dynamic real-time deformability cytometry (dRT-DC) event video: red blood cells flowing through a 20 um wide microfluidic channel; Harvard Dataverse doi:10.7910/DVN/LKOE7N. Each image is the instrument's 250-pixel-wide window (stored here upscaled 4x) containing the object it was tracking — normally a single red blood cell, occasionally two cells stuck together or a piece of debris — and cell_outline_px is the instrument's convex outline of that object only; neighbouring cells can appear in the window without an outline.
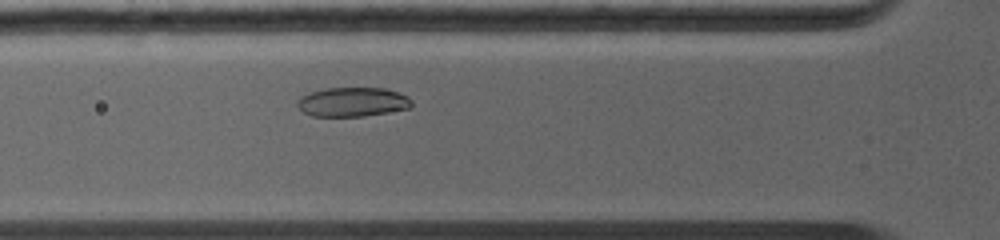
{"species": "common noctule bat (a hibernating species)", "species_latin": "Nyctalus noctula", "temperature_condition": "warm", "stored_images_in_passage": 51, "camera_frame_rate_fps": 5000, "um_per_image_px": 0.085, "animal": {"sex": "female", "body_mass_g": 19.0, "forearm_length_mm": 56.7}, "frame": {"image": 1, "passage_image": 10, "time_ms": 2.8, "image_size_px": [1000, 240], "cell_outline_px": [[412, 108], [364, 116], [312, 116], [304, 112], [296, 104], [296, 100], [300, 96], [324, 88], [384, 88], [408, 96], [412, 100]], "centroid_in_image_um": [29.97, 8.67], "position_along_channel_um": 95.8, "area_um2": 19.54}}
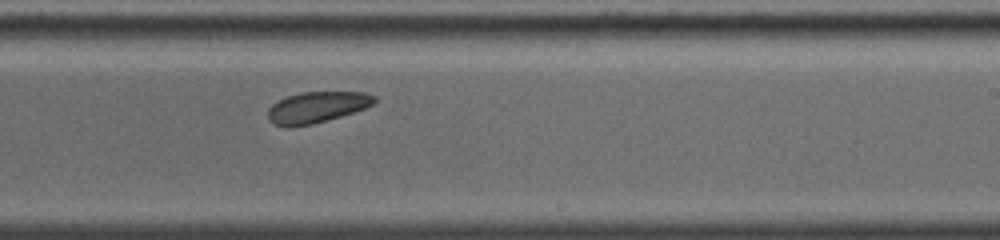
{"frame": {"image": 2, "passage_image": 30, "time_ms": 6.6, "image_size_px": [1000, 240], "cell_outline_px": [[376, 100], [372, 104], [364, 108], [340, 116], [312, 124], [272, 124], [268, 120], [268, 108], [272, 104], [288, 96], [300, 92], [364, 92], [376, 96]], "centroid_in_image_um": [26.95, 9.08], "position_along_channel_um": 262.1, "area_um2": 18.67}}
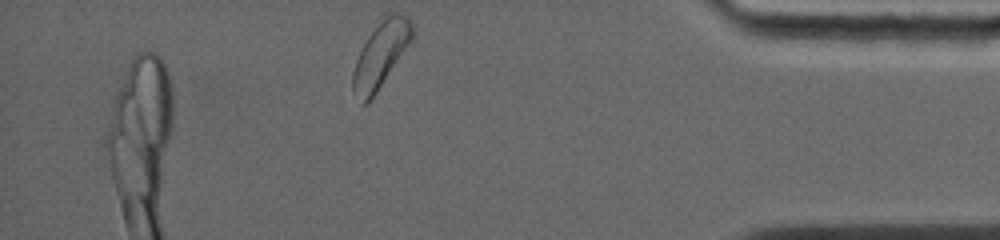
{"frame": {"image": 3, "passage_image": 51, "time_ms": 10.6, "image_size_px": [1000, 240], "cell_outline_px": [[412, 40], [368, 104], [360, 104], [352, 92], [352, 72], [356, 60], [368, 36], [388, 12], [396, 12], [408, 16], [412, 24]], "centroid_in_image_um": [32.33, 4.68], "position_along_channel_um": 402.9, "area_um2": 22.54}}